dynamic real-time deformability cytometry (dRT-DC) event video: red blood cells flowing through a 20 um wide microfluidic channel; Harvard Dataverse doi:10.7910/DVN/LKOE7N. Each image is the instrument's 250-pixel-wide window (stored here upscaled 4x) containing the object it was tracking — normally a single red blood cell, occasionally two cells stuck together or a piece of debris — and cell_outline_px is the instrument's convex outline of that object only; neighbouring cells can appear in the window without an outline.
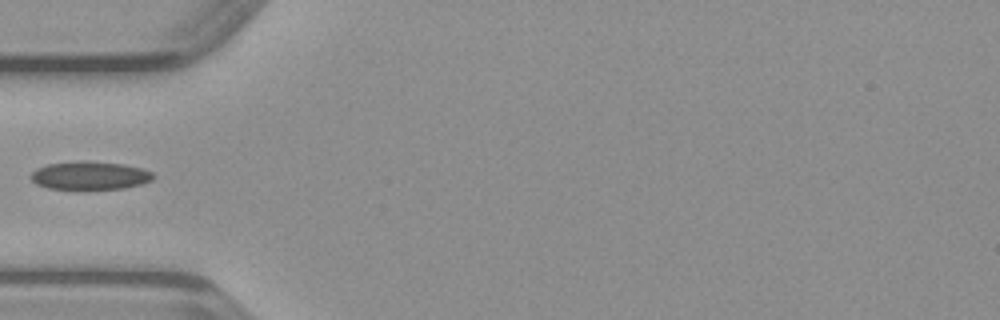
{"species": "common noctule bat (a hibernating species)", "species_latin": "Nyctalus noctula", "temperature_condition": "warm", "stored_images_in_passage": 33, "camera_frame_rate_fps": 3000, "um_per_image_px": 0.085, "animal": {"sex": "male", "body_mass_g": 23.1, "forearm_length_mm": 52.7}, "frame": {"image": 1, "passage_image": 1, "time_ms": 0.0, "image_size_px": [1000, 320], "cell_outline_px": [[156, 176], [152, 180], [140, 184], [124, 188], [48, 188], [36, 184], [28, 176], [36, 168], [48, 164], [124, 164], [144, 168], [152, 172]], "centroid_in_image_um": [7.67, 14.96], "position_along_channel_um": 77.3, "area_um2": 18.96}}
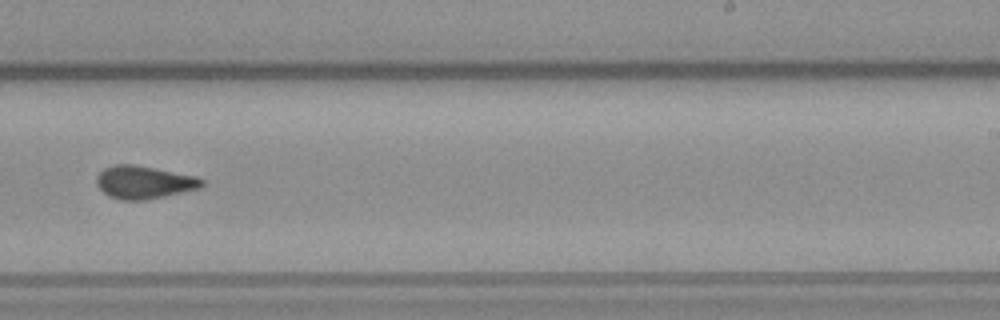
{"frame": {"image": 2, "passage_image": 15, "time_ms": 4.667, "image_size_px": [1000, 320], "cell_outline_px": [[204, 184], [200, 188], [164, 196], [144, 200], [120, 200], [104, 192], [96, 184], [96, 176], [104, 168], [116, 164], [132, 164], [196, 176], [204, 180]], "centroid_in_image_um": [12.24, 15.49], "position_along_channel_um": 276.8, "area_um2": 19.94}}
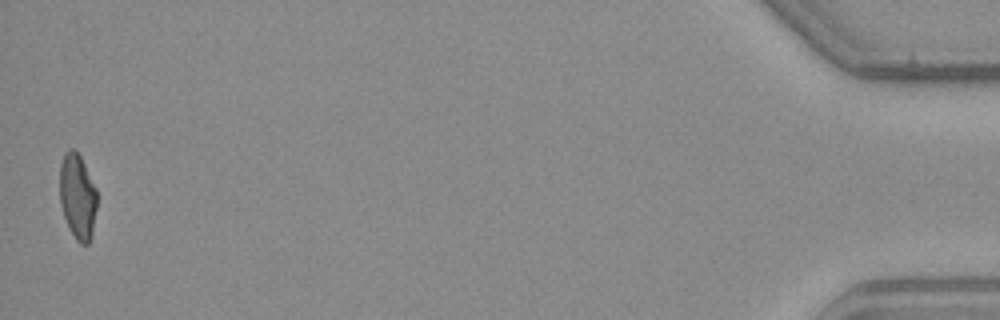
{"frame": {"image": 3, "passage_image": 33, "time_ms": 10.667, "image_size_px": [1000, 320], "cell_outline_px": [[96, 208], [92, 236], [88, 244], [80, 244], [76, 240], [64, 216], [60, 204], [60, 164], [64, 152], [68, 148], [72, 148], [80, 156], [96, 188]], "centroid_in_image_um": [6.58, 16.69], "position_along_channel_um": 428.6, "area_um2": 18.44}}